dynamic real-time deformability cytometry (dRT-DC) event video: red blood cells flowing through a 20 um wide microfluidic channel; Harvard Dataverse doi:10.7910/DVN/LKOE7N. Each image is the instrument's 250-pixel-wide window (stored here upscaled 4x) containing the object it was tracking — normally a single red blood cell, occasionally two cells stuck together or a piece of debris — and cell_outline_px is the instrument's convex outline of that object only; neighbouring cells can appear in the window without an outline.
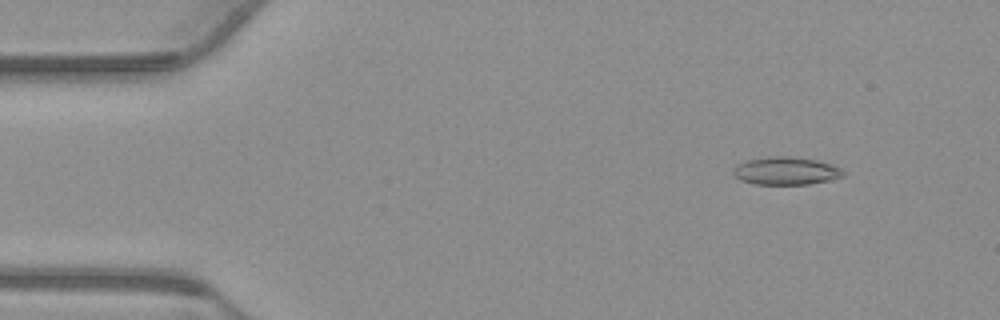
{"species": "common noctule bat (a hibernating species)", "species_latin": "Nyctalus noctula", "temperature_condition": "warm", "stored_images_in_passage": 50, "camera_frame_rate_fps": 3000, "um_per_image_px": 0.085, "animal": {"sex": "male", "body_mass_g": 23.1, "forearm_length_mm": 52.7}, "frame": {"image": 1, "passage_image": 1, "time_ms": 0.0, "image_size_px": [1000, 320], "cell_outline_px": [[844, 176], [828, 180], [808, 184], [756, 184], [740, 180], [732, 172], [732, 168], [736, 164], [748, 160], [768, 156], [792, 156], [816, 160], [832, 164], [840, 168], [844, 172]], "centroid_in_image_um": [66.78, 14.51], "position_along_channel_um": 18.2, "area_um2": 17.86}}
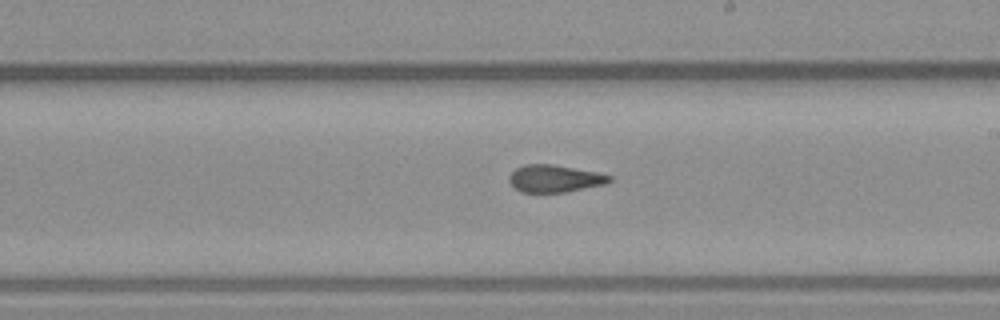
{"frame": {"image": 2, "passage_image": 26, "time_ms": 8.333, "image_size_px": [1000, 320], "cell_outline_px": [[612, 180], [604, 184], [568, 192], [520, 192], [508, 180], [508, 176], [516, 168], [524, 164], [552, 164], [596, 172], [612, 176]], "centroid_in_image_um": [47.13, 15.18], "position_along_channel_um": 241.9, "area_um2": 15.9}}
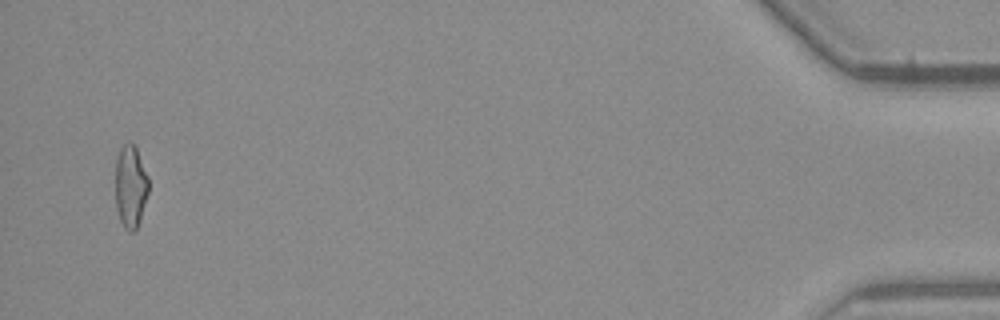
{"frame": {"image": 3, "passage_image": 48, "time_ms": 15.667, "image_size_px": [1000, 320], "cell_outline_px": [[148, 192], [136, 228], [132, 232], [128, 232], [124, 228], [120, 220], [116, 208], [116, 160], [120, 148], [124, 144], [132, 144], [136, 148], [148, 176]], "centroid_in_image_um": [11.08, 15.86], "position_along_channel_um": 424.1, "area_um2": 15.61}, "authors_computed_cell_mechanics": {"area_um2": 16.5308, "velocity_mm_per_s": 3.7633, "shape_relaxation_time_tau1_ms": null, "shape_relaxation_time_tau2_ms": 1.9966, "deformation_change_tau1": null, "deformation_change_tau2": 0.0973}}